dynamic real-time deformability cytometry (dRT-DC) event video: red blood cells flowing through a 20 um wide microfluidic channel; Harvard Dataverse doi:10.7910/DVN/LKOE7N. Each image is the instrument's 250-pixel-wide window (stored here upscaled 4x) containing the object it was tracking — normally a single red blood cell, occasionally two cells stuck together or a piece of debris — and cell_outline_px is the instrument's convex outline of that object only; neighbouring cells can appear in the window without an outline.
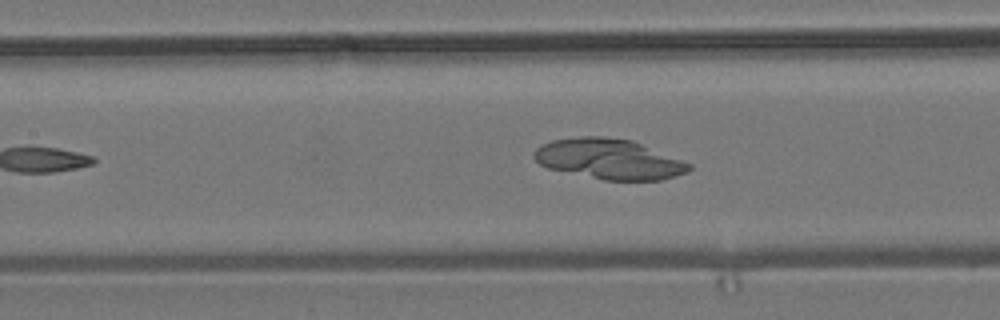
{"species": "common noctule bat (a hibernating species)", "species_latin": "Nyctalus noctula", "temperature_condition": "room temperature", "stored_images_in_passage": 6, "camera_frame_rate_fps": 3000, "um_per_image_px": 0.085, "animal": {"sex": "male", "body_mass_g": 19.2, "forearm_length_mm": 51.8}, "frame": {"image": 1, "passage_image": 5, "time_ms": 1.333, "image_size_px": [1000, 320], "cell_outline_px": [[692, 168], [688, 172], [660, 180], [604, 180], [548, 168], [540, 164], [532, 156], [532, 152], [540, 144], [552, 140], [580, 136], [600, 136], [632, 140], [692, 164]], "centroid_in_image_um": [51.74, 13.51], "position_along_channel_um": 155.7, "area_um2": 36.36}}